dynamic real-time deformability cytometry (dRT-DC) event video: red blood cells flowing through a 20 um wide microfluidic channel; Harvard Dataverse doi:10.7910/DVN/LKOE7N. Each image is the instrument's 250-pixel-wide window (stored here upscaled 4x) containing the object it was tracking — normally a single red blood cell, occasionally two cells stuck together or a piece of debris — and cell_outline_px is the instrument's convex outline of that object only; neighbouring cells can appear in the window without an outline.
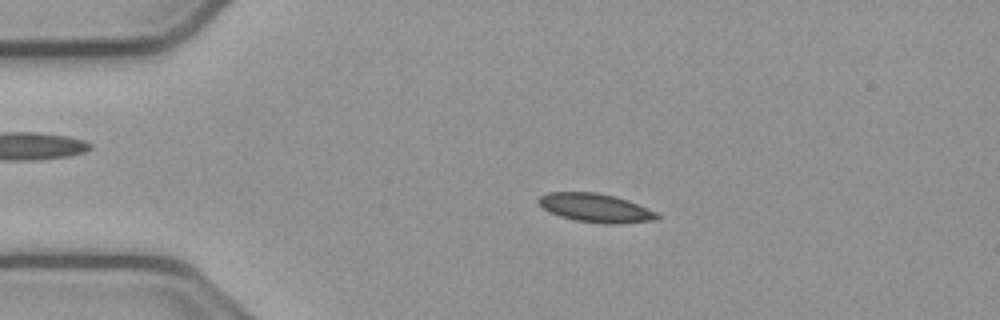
{"species": "common noctule bat (a hibernating species)", "species_latin": "Nyctalus noctula", "temperature_condition": "cold", "stored_images_in_passage": 54, "camera_frame_rate_fps": 3000, "um_per_image_px": 0.085, "animal": {"sex": "male", "body_mass_g": 23.1, "forearm_length_mm": 52.7}, "frame": {"image": 1, "passage_image": 11, "time_ms": 3.333, "image_size_px": [1000, 320], "cell_outline_px": [[660, 216], [656, 220], [620, 224], [604, 224], [576, 220], [560, 216], [548, 212], [536, 200], [540, 196], [548, 192], [596, 192], [628, 200], [656, 212]], "centroid_in_image_um": [50.61, 17.68], "position_along_channel_um": 34.4, "area_um2": 19.77}}
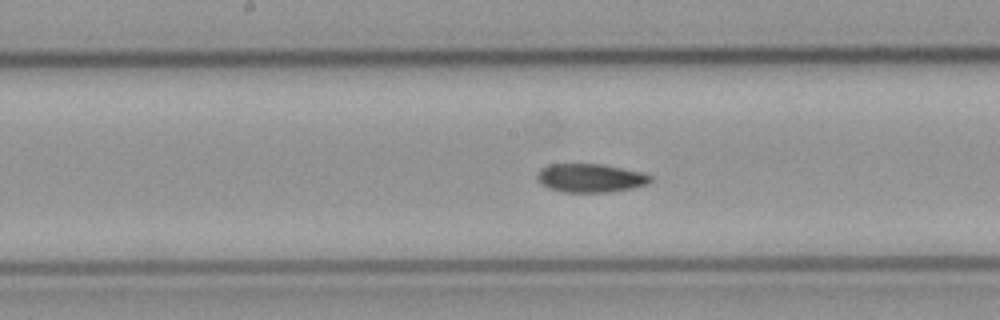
{"frame": {"image": 2, "passage_image": 27, "time_ms": 8.667, "image_size_px": [1000, 320], "cell_outline_px": [[652, 180], [648, 184], [632, 188], [612, 192], [564, 192], [548, 188], [540, 184], [536, 176], [540, 168], [548, 164], [604, 164], [640, 172], [652, 176]], "centroid_in_image_um": [50.16, 15.13], "position_along_channel_um": 198.0, "area_um2": 19.02}}
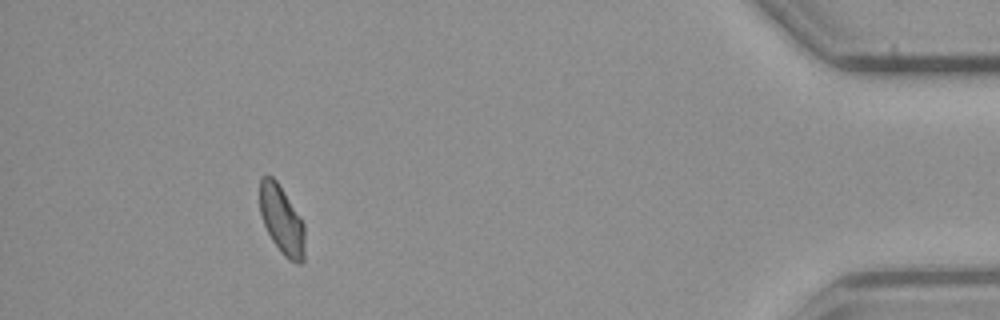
{"frame": {"image": 3, "passage_image": 49, "time_ms": 16.0, "image_size_px": [1000, 320], "cell_outline_px": [[304, 260], [300, 264], [296, 264], [288, 260], [280, 252], [272, 240], [264, 224], [260, 212], [260, 180], [264, 176], [272, 176], [276, 180], [300, 216], [304, 224]], "centroid_in_image_um": [23.96, 18.74], "position_along_channel_um": 411.2, "area_um2": 17.92}, "authors_computed_cell_mechanics": {"area_um2": 18.9006, "velocity_mm_per_s": 3.7935, "shape_relaxation_time_tau1_ms": 7.6095, "shape_relaxation_time_tau2_ms": null, "deformation_change_tau1": 0.1172, "deformation_change_tau2": null}}